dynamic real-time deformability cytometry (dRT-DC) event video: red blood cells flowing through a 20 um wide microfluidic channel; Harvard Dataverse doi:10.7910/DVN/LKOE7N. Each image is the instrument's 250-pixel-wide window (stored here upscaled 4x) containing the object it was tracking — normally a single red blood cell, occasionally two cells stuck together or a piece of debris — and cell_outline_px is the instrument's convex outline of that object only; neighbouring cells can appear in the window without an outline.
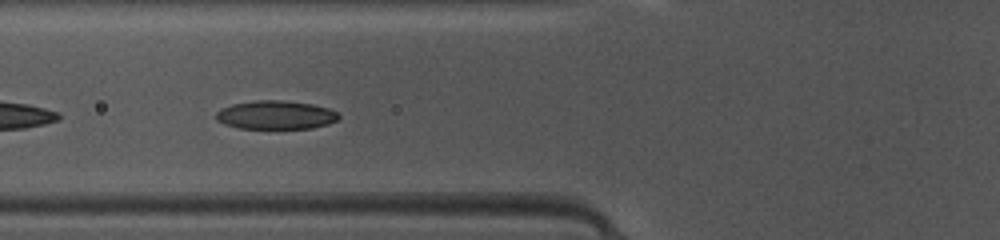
{"species": "common noctule bat (a hibernating species)", "species_latin": "Nyctalus noctula", "temperature_condition": "warm", "stored_images_in_passage": 28, "camera_frame_rate_fps": 3000, "um_per_image_px": 0.085, "animal": {"sex": "female", "body_mass_g": 10.0, "forearm_length_mm": 53.1}, "frame": {"image": 1, "passage_image": 5, "time_ms": 1.333, "image_size_px": [1000, 240], "cell_outline_px": [[340, 116], [336, 120], [328, 124], [312, 128], [240, 128], [224, 124], [216, 120], [216, 112], [220, 108], [232, 104], [256, 100], [280, 100], [312, 104], [328, 108], [340, 112]], "centroid_in_image_um": [23.44, 9.76], "position_along_channel_um": 102.4, "area_um2": 20.46}}
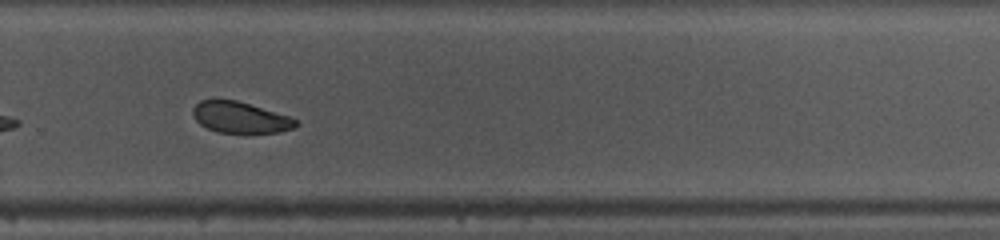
{"frame": {"image": 2, "passage_image": 20, "time_ms": 6.333, "image_size_px": [1000, 240], "cell_outline_px": [[300, 124], [292, 128], [280, 132], [216, 132], [200, 124], [196, 120], [192, 112], [192, 108], [200, 100], [212, 96], [236, 100], [288, 116], [296, 120]], "centroid_in_image_um": [20.34, 9.93], "position_along_channel_um": 309.5, "area_um2": 18.84}, "authors_computed_cell_mechanics": {"area_um2": 20.519, "velocity_mm_per_s": 4.1395, "shape_relaxation_time_tau1_ms": 3.3163, "shape_relaxation_time_tau2_ms": 4.6419, "deformation_change_tau1": 0.0934, "deformation_change_tau2": 0.1018}}